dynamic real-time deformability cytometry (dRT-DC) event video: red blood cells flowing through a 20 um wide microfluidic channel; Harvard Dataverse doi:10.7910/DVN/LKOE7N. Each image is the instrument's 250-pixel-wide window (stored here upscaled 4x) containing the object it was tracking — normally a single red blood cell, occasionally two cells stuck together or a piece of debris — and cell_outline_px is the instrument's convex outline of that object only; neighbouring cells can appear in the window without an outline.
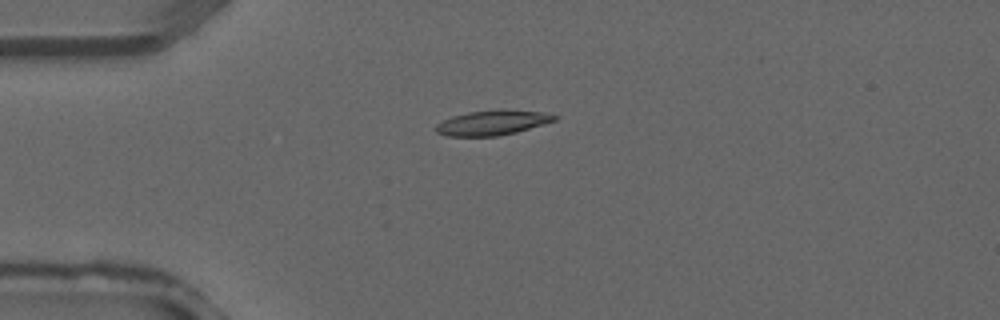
{"species": "common noctule bat (a hibernating species)", "species_latin": "Nyctalus noctula", "temperature_condition": "warm", "stored_images_in_passage": 17, "camera_frame_rate_fps": 3000, "um_per_image_px": 0.085, "animal": {"sex": "male", "forearm_length_mm": 52.5}, "frame": {"image": 1, "passage_image": 5, "time_ms": 1.333, "image_size_px": [1000, 320], "cell_outline_px": [[560, 116], [556, 120], [516, 132], [496, 136], [448, 136], [436, 132], [436, 124], [452, 116], [468, 112], [496, 108], [500, 108], [544, 112]], "centroid_in_image_um": [41.88, 10.4], "position_along_channel_um": 43.1, "area_um2": 17.4}}
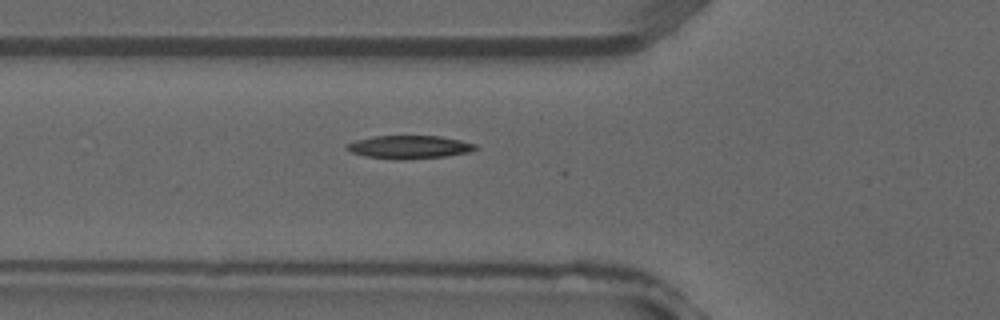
{"frame": {"image": 2, "passage_image": 9, "time_ms": 2.667, "image_size_px": [1000, 320], "cell_outline_px": [[476, 148], [468, 152], [448, 156], [404, 160], [396, 160], [364, 156], [352, 152], [344, 148], [344, 144], [356, 140], [372, 136], [440, 136], [460, 140], [476, 144]], "centroid_in_image_um": [34.73, 12.5], "position_along_channel_um": 91.1, "area_um2": 17.51}}